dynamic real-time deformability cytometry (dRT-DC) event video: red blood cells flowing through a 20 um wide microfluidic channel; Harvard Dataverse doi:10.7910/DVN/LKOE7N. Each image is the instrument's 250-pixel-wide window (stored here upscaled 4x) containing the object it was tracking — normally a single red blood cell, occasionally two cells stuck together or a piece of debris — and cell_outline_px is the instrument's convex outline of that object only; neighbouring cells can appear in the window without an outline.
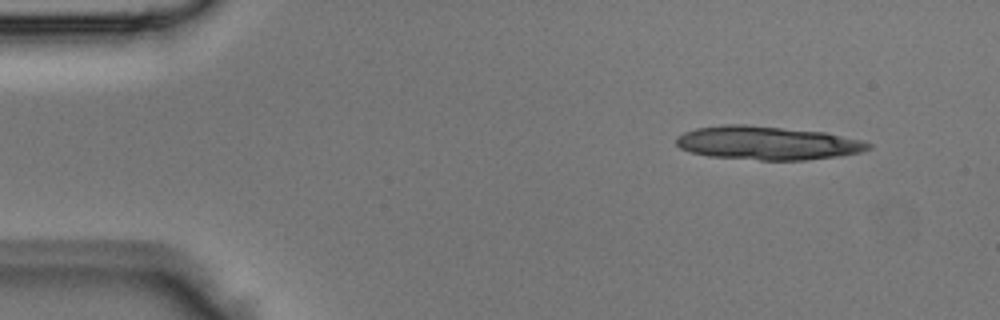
{"species": "Egyptian fruit bat (a non-hibernating species)", "species_latin": "Rousettus aegyptiacus", "temperature_condition": "room temperature", "stored_images_in_passage": 3, "camera_frame_rate_fps": 3000, "um_per_image_px": 0.085, "animal": {"sex": "male"}, "frame": {"image": 1, "passage_image": 1, "time_ms": 0.0, "image_size_px": [1000, 320], "cell_outline_px": [[872, 148], [860, 152], [840, 156], [804, 160], [760, 160], [708, 156], [692, 152], [680, 148], [676, 144], [676, 136], [684, 132], [696, 128], [724, 124], [744, 124], [824, 132], [860, 140], [872, 144]], "centroid_in_image_um": [65.2, 12.15], "position_along_channel_um": 19.8, "area_um2": 37.51}}